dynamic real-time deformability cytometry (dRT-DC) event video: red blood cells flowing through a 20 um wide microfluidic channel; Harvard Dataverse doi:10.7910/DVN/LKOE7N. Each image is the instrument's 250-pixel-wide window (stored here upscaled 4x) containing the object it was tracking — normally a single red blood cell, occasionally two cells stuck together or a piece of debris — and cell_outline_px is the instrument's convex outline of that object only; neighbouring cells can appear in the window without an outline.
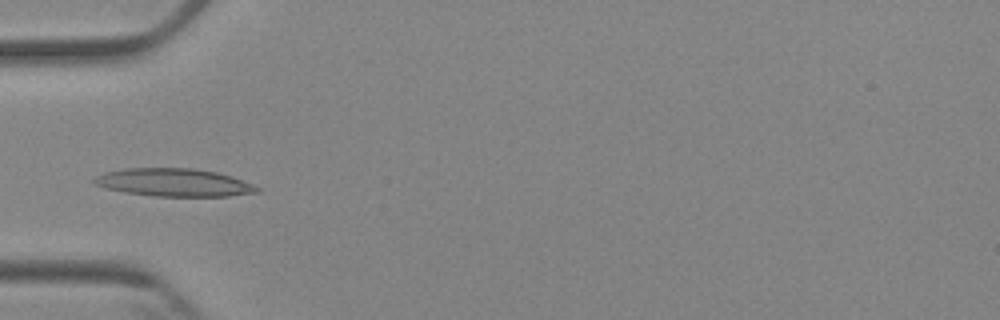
{"species": "Egyptian fruit bat (a non-hibernating species)", "species_latin": "Rousettus aegyptiacus", "temperature_condition": "cold", "stored_images_in_passage": 5, "camera_frame_rate_fps": 3000, "um_per_image_px": 0.085, "animal": {"sex": "female"}, "frame": {"image": 1, "passage_image": 5, "time_ms": 4.667, "image_size_px": [1000, 320], "cell_outline_px": [[260, 192], [228, 196], [156, 196], [124, 192], [104, 188], [92, 184], [92, 180], [96, 176], [104, 172], [124, 168], [192, 168], [216, 172], [232, 176], [252, 184], [260, 188]], "centroid_in_image_um": [14.74, 15.51], "position_along_channel_um": 70.3, "area_um2": 26.59}}